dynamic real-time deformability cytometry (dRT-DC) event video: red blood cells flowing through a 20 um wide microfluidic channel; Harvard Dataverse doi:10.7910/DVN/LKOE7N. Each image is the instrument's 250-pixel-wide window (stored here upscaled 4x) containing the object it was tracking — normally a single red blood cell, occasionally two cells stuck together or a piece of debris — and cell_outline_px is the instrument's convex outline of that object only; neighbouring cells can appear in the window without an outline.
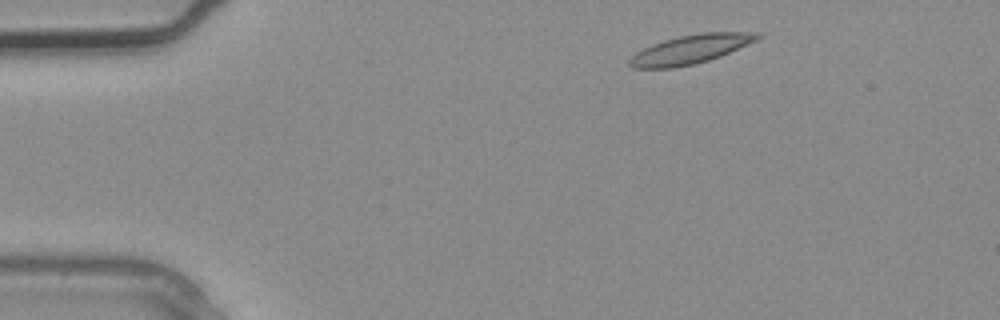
{"species": "common noctule bat (a hibernating species)", "species_latin": "Nyctalus noctula", "temperature_condition": "warm", "stored_images_in_passage": 3, "segment_of_instrument_passage": [1, 2], "camera_frame_rate_fps": 3000, "um_per_image_px": 0.085, "animal": {"sex": "male", "body_mass_g": 20.4}, "frame": {"image": 1, "passage_image": 1, "time_ms": 0.0, "image_size_px": [1000, 320], "cell_outline_px": [[764, 36], [756, 40], [720, 56], [708, 60], [692, 64], [672, 68], [632, 68], [628, 64], [628, 60], [636, 52], [652, 44], [664, 40], [680, 36], [700, 32], [760, 32]], "centroid_in_image_um": [58.69, 4.18], "position_along_channel_um": 26.3, "area_um2": 21.39}}